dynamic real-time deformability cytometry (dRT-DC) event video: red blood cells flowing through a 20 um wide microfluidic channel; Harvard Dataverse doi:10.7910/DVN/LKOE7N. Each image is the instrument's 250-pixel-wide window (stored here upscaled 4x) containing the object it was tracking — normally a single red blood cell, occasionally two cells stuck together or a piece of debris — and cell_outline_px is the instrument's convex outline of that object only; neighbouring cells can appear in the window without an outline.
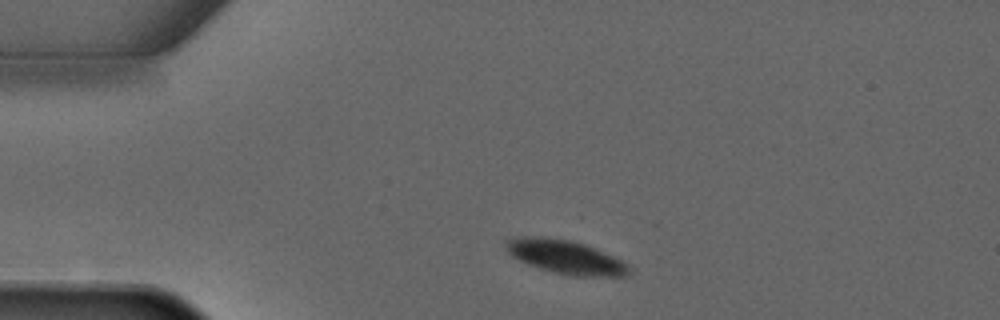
{"species": "common noctule bat (a hibernating species)", "species_latin": "Nyctalus noctula", "temperature_condition": "warm", "stored_images_in_passage": 2, "camera_frame_rate_fps": 3000, "um_per_image_px": 0.085, "animal": {"sex": "male", "forearm_length_mm": 52.5}, "frame": {"image": 1, "passage_image": 1, "time_ms": 0.0, "image_size_px": [1000, 320], "cell_outline_px": [[628, 272], [624, 276], [576, 276], [552, 272], [528, 264], [512, 256], [504, 248], [504, 244], [508, 240], [524, 236], [544, 236], [572, 240], [584, 244], [612, 256], [620, 260], [628, 268]], "centroid_in_image_um": [47.99, 21.82], "position_along_channel_um": 37.0, "area_um2": 23.76}}